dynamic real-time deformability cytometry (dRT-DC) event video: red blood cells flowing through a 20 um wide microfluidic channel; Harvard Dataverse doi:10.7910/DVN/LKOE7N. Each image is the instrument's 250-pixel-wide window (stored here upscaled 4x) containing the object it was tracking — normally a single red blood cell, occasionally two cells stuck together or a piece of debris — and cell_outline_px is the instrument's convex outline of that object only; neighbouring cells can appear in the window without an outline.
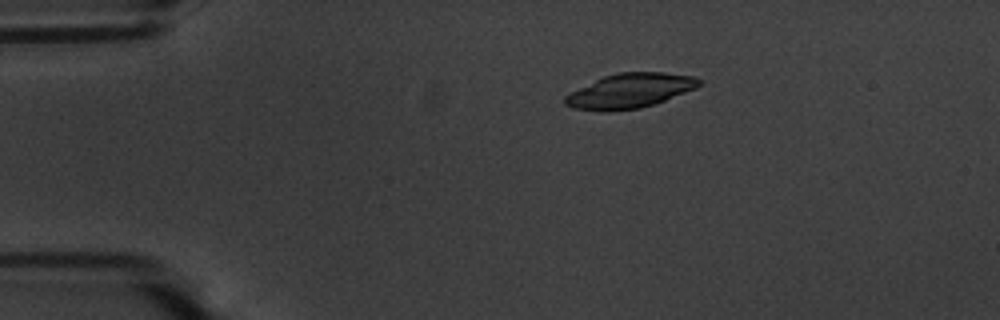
{"species": "common noctule bat (a hibernating species)", "species_latin": "Nyctalus noctula", "temperature_condition": "warm", "stored_images_in_passage": 49, "camera_frame_rate_fps": 3000, "um_per_image_px": 0.085, "animal": {"sex": "male", "body_mass_g": 20.1, "forearm_length_mm": 53.5}, "frame": {"image": 1, "passage_image": 4, "time_ms": 1.0, "image_size_px": [1000, 320], "cell_outline_px": [[700, 84], [696, 88], [664, 100], [640, 108], [608, 112], [604, 112], [572, 108], [564, 104], [564, 96], [604, 76], [620, 72], [664, 72], [692, 76], [700, 80]], "centroid_in_image_um": [53.51, 7.73], "position_along_channel_um": 31.5, "area_um2": 26.7}}
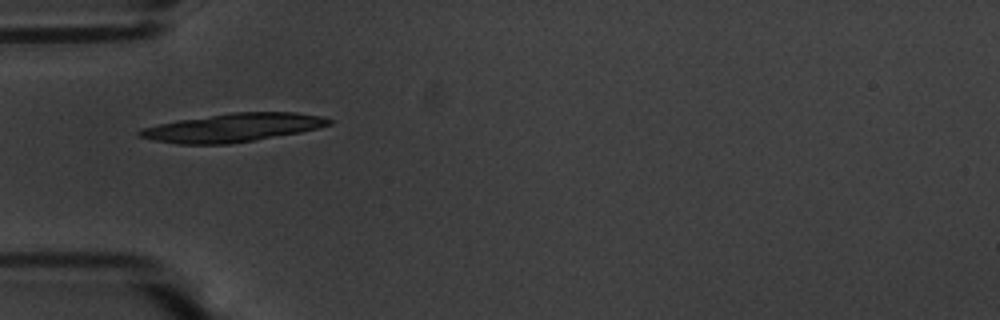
{"frame": {"image": 2, "passage_image": 11, "time_ms": 3.333, "image_size_px": [1000, 320], "cell_outline_px": [[332, 124], [300, 132], [228, 144], [176, 144], [152, 140], [136, 136], [136, 132], [140, 128], [180, 120], [232, 112], [296, 112], [320, 116], [332, 120]], "centroid_in_image_um": [19.74, 10.85], "position_along_channel_um": 65.3, "area_um2": 31.1}}
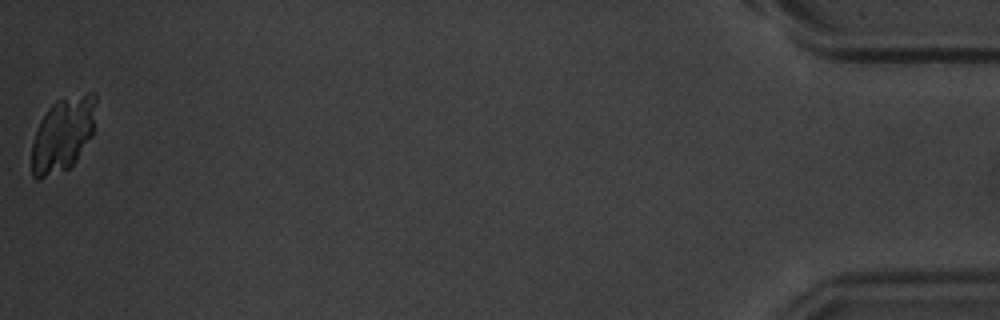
{"frame": {"image": 3, "passage_image": 49, "time_ms": 16.0, "image_size_px": [1000, 320], "cell_outline_px": [[96, 100], [92, 136], [76, 160], [68, 168], [36, 180], [32, 176], [32, 144], [40, 120], [48, 108], [56, 100], [88, 92], [96, 92]], "centroid_in_image_um": [5.35, 11.4], "position_along_channel_um": 429.9, "area_um2": 27.63}}